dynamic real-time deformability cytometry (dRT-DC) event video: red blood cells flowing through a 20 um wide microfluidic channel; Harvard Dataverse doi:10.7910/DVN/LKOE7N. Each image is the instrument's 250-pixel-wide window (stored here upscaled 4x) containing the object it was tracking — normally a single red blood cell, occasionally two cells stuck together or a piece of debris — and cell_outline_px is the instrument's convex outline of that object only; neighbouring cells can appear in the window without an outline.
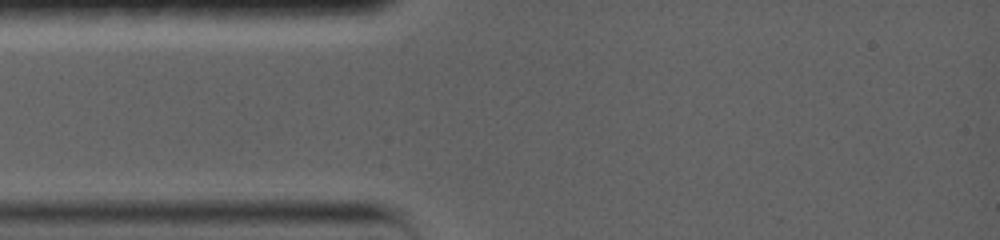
{"species": "common noctule bat (a hibernating species)", "species_latin": "Nyctalus noctula", "temperature_condition": "warm", "stored_images_in_passage": 1, "camera_frame_rate_fps": 5000, "um_per_image_px": 0.085, "animal": {"sex": "female", "body_mass_g": 19.0, "forearm_length_mm": 56.7}, "frame": {"image": 1, "passage_image": 1, "time_ms": 0.0, "image_size_px": [1000, 240], "cell_outline_px": [[528, 104], [512, 140], [504, 152], [488, 140], [476, 120], [480, 100], [484, 84], [492, 80], [520, 88], [528, 100]], "centroid_in_image_um": [42.57, 9.55], "position_along_channel_um": 42.4, "area_um2": 17.69}}